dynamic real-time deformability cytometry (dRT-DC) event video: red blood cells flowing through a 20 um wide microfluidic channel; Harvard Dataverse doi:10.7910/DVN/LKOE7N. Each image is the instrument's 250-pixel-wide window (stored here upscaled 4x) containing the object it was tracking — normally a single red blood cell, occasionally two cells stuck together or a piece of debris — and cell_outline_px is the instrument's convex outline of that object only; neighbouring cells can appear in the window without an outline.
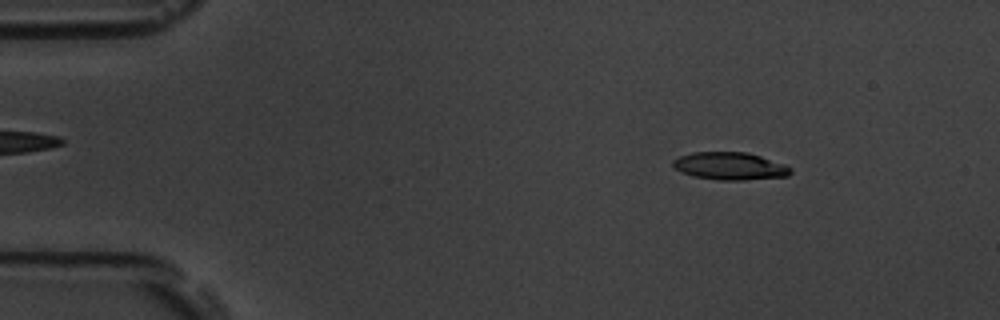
{"species": "common noctule bat (a hibernating species)", "species_latin": "Nyctalus noctula", "temperature_condition": "room temperature", "stored_images_in_passage": 57, "camera_frame_rate_fps": 3000, "um_per_image_px": 0.085, "animal": {"sex": "male", "body_mass_g": 19.5, "forearm_length_mm": 54.6}, "frame": {"image": 1, "passage_image": 8, "time_ms": 2.333, "image_size_px": [1000, 320], "cell_outline_px": [[792, 172], [788, 176], [744, 180], [720, 180], [692, 176], [676, 168], [672, 164], [672, 160], [680, 156], [692, 152], [748, 152], [784, 164], [792, 168]], "centroid_in_image_um": [62.06, 14.11], "position_along_channel_um": 22.9, "area_um2": 18.84}}
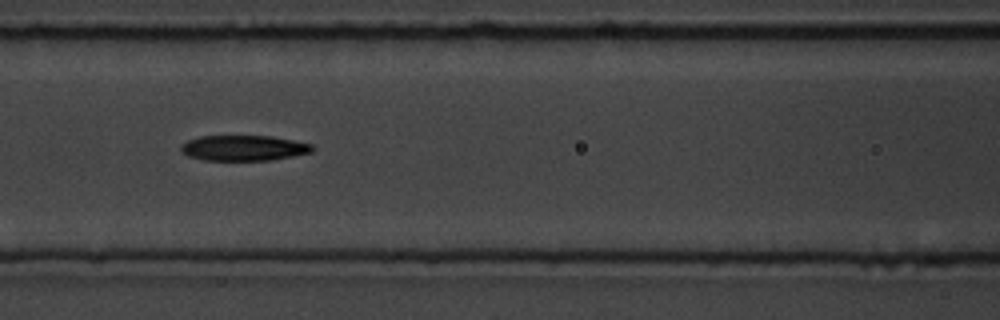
{"frame": {"image": 2, "passage_image": 25, "time_ms": 8.0, "image_size_px": [1000, 320], "cell_outline_px": [[316, 148], [312, 152], [272, 160], [204, 160], [188, 156], [180, 152], [180, 144], [188, 140], [200, 136], [272, 136], [312, 144]], "centroid_in_image_um": [20.7, 12.58], "position_along_channel_um": 145.9, "area_um2": 19.59}}
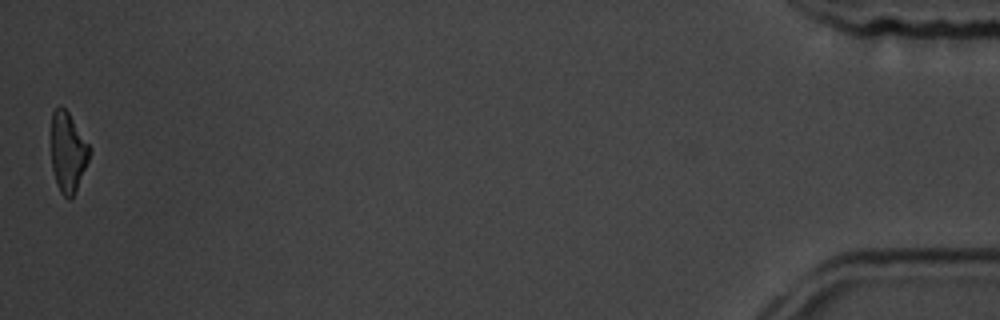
{"frame": {"image": 3, "passage_image": 57, "time_ms": 18.667, "image_size_px": [1000, 320], "cell_outline_px": [[92, 148], [88, 160], [76, 188], [72, 196], [68, 200], [60, 192], [56, 184], [52, 168], [52, 112], [60, 104], [68, 112]], "centroid_in_image_um": [5.77, 12.91], "position_along_channel_um": 429.4, "area_um2": 17.63}, "authors_computed_cell_mechanics": {"area_um2": 19.5942, "velocity_mm_per_s": 3.5669, "shape_relaxation_time_tau1_ms": 4.5913, "shape_relaxation_time_tau2_ms": 2.5106, "deformation_change_tau1": 0.1588, "deformation_change_tau2": 0.1223}}